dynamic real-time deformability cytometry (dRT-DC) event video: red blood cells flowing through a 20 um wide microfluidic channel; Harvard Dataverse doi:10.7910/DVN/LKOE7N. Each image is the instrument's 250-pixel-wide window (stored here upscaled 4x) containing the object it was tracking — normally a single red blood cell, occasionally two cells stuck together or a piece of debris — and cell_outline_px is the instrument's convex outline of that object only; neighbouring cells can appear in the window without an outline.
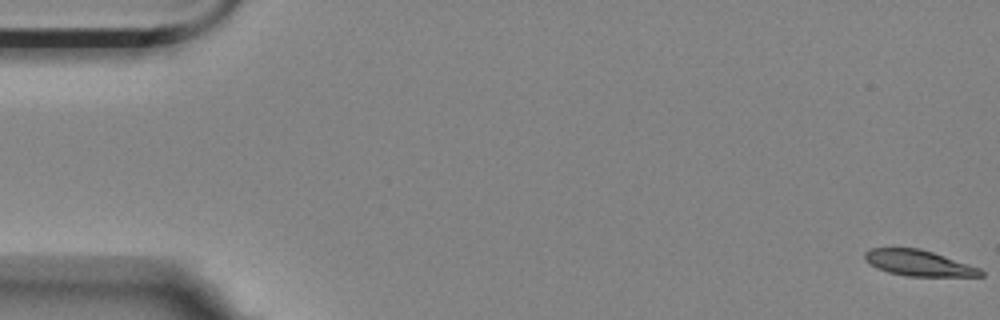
{"species": "Egyptian fruit bat (a non-hibernating species)", "species_latin": "Rousettus aegyptiacus", "temperature_condition": "room temperature", "stored_images_in_passage": 18, "camera_frame_rate_fps": 3000, "um_per_image_px": 0.085, "animal": {"sex": "female"}, "frame": {"image": 1, "passage_image": 1, "time_ms": 0.0, "image_size_px": [1000, 320], "cell_outline_px": [[984, 276], [908, 276], [888, 272], [876, 268], [864, 260], [864, 252], [868, 248], [920, 248], [980, 268], [984, 272]], "centroid_in_image_um": [78.04, 22.35], "position_along_channel_um": 7.0, "area_um2": 17.4}}
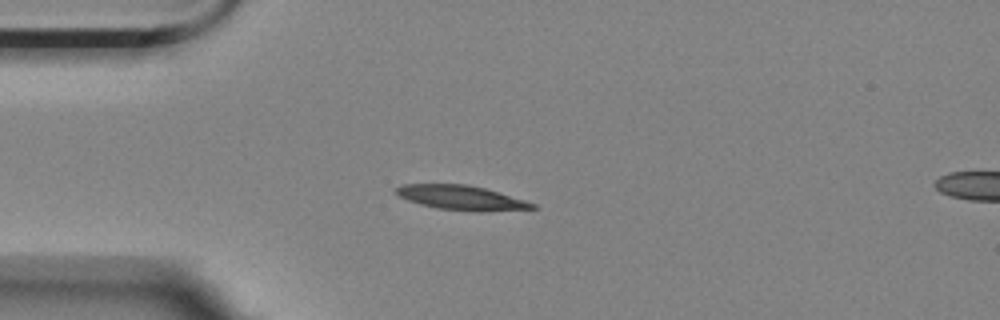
{"frame": {"image": 2, "passage_image": 15, "time_ms": 4.667, "image_size_px": [1000, 320], "cell_outline_px": [[540, 208], [480, 212], [476, 212], [436, 208], [420, 204], [408, 200], [400, 196], [396, 192], [396, 188], [400, 184], [468, 184], [484, 188], [524, 200], [536, 204]], "centroid_in_image_um": [39.23, 16.81], "position_along_channel_um": 45.8, "area_um2": 19.42}}